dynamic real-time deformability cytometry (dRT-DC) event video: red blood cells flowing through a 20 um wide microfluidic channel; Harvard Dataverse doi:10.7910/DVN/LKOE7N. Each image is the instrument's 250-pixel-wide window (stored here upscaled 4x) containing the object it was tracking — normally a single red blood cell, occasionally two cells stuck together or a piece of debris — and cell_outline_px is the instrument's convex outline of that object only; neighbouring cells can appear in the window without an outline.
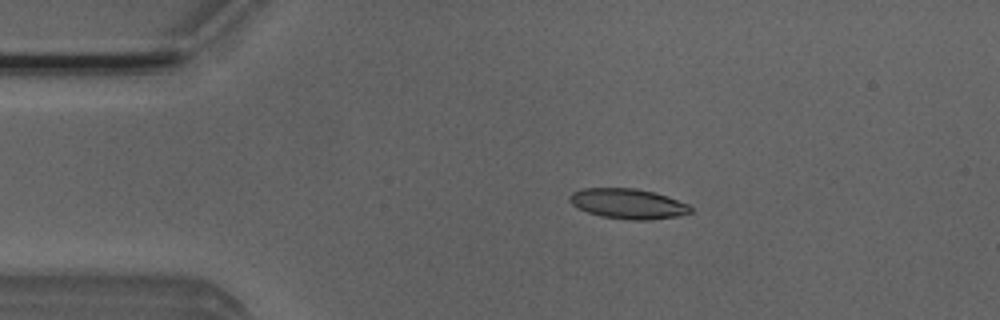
{"species": "Egyptian fruit bat (a non-hibernating species)", "species_latin": "Rousettus aegyptiacus", "temperature_condition": "room temperature", "stored_images_in_passage": 3, "camera_frame_rate_fps": 3000, "um_per_image_px": 0.085, "animal": {"sex": "male"}, "frame": {"image": 1, "passage_image": 2, "time_ms": 0.333, "image_size_px": [1000, 320], "cell_outline_px": [[692, 212], [676, 216], [652, 220], [632, 220], [600, 216], [588, 212], [572, 204], [568, 200], [568, 196], [572, 192], [584, 188], [636, 188], [668, 196], [688, 204], [692, 208]], "centroid_in_image_um": [53.38, 17.31], "position_along_channel_um": 31.6, "area_um2": 21.21}}